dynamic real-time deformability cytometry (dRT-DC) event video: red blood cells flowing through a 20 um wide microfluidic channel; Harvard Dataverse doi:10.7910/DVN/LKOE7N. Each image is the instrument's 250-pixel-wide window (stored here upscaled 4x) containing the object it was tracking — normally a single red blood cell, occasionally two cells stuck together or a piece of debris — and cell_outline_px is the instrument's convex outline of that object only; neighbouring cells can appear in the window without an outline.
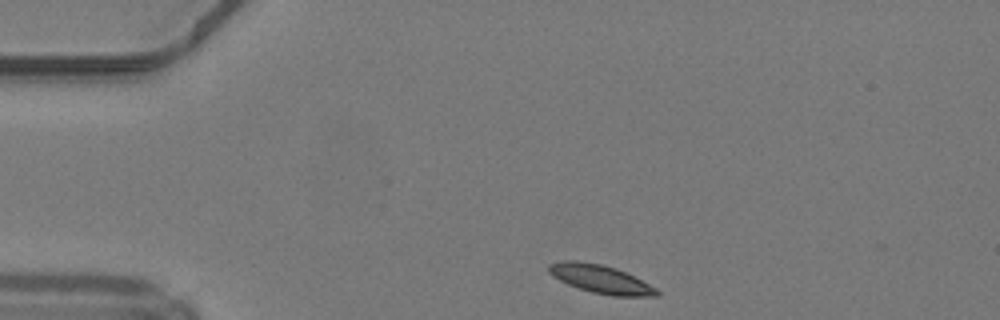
{"species": "common noctule bat (a hibernating species)", "species_latin": "Nyctalus noctula", "temperature_condition": "warm", "stored_images_in_passage": 40, "camera_frame_rate_fps": 3000, "um_per_image_px": 0.085, "animal": {"sex": "male", "body_mass_g": 19.2, "forearm_length_mm": 51.8}, "frame": {"image": 1, "passage_image": 1, "time_ms": 0.0, "image_size_px": [1000, 320], "cell_outline_px": [[660, 296], [612, 296], [592, 292], [568, 284], [552, 276], [548, 272], [548, 264], [560, 260], [576, 260], [600, 264], [616, 268], [656, 288], [660, 292]], "centroid_in_image_um": [51.01, 23.71], "position_along_channel_um": 34.0, "area_um2": 17.69}}
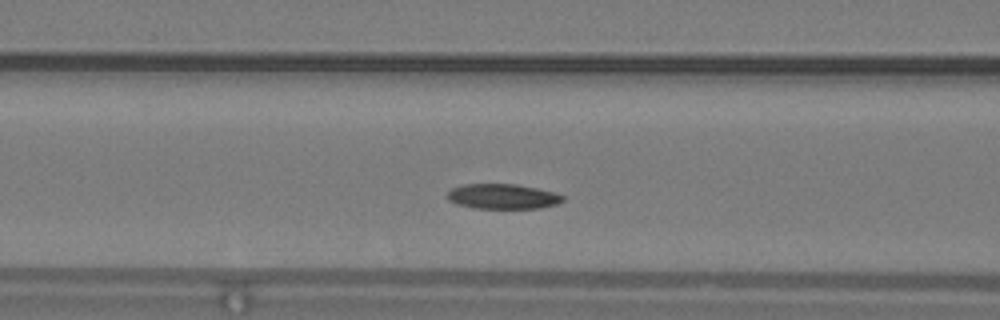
{"frame": {"image": 2, "passage_image": 11, "time_ms": 3.333, "image_size_px": [1000, 320], "cell_outline_px": [[564, 200], [556, 204], [540, 208], [476, 208], [456, 204], [448, 200], [448, 192], [452, 188], [464, 184], [516, 184], [536, 188], [552, 192], [564, 196]], "centroid_in_image_um": [42.71, 16.7], "position_along_channel_um": 123.9, "area_um2": 16.7}}
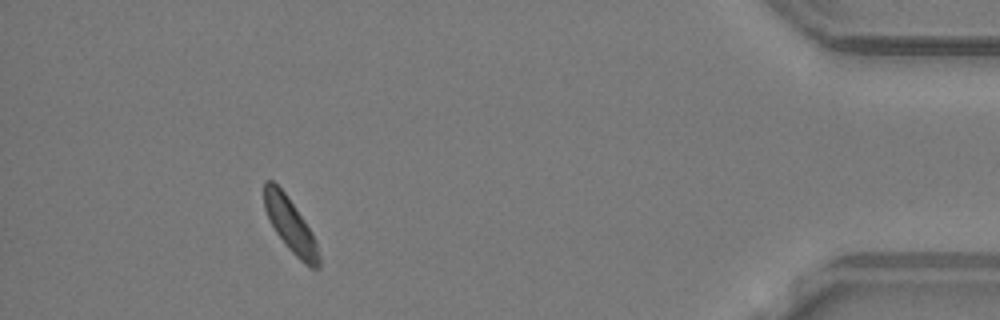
{"frame": {"image": 3, "passage_image": 36, "time_ms": 11.667, "image_size_px": [1000, 320], "cell_outline_px": [[320, 268], [312, 268], [304, 264], [284, 244], [276, 232], [264, 208], [264, 180], [272, 180], [284, 192], [304, 220], [312, 232], [316, 240], [320, 256]], "centroid_in_image_um": [24.7, 19.16], "position_along_channel_um": 410.5, "area_um2": 17.05}, "authors_computed_cell_mechanics": {"area_um2": 17.4267, "velocity_mm_per_s": 4.1522, "shape_relaxation_time_tau1_ms": 2.1824, "shape_relaxation_time_tau2_ms": 5.1487, "deformation_change_tau1": 0.0741, "deformation_change_tau2": 0.0937}}